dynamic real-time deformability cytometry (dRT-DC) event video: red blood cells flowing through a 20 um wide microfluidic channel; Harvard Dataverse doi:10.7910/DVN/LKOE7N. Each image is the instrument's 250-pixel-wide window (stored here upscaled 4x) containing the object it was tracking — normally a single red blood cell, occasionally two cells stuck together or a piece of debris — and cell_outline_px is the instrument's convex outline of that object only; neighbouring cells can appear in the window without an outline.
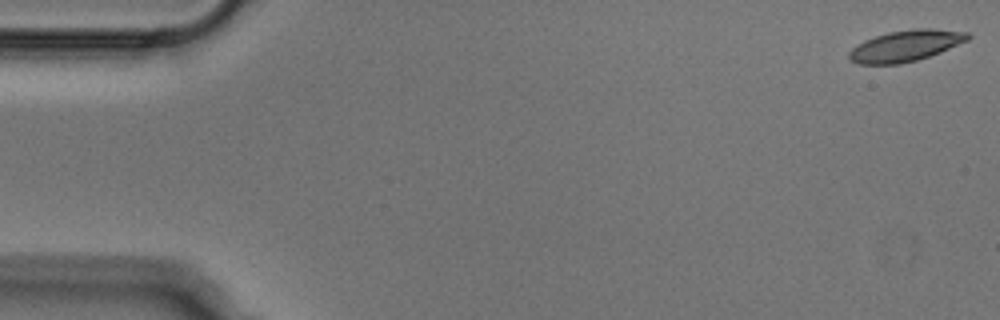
{"species": "Egyptian fruit bat (a non-hibernating species)", "species_latin": "Rousettus aegyptiacus", "temperature_condition": "cold", "stored_images_in_passage": 52, "camera_frame_rate_fps": 3000, "um_per_image_px": 0.085, "animal": {"sex": "male"}, "frame": {"image": 1, "passage_image": 1, "time_ms": 0.0, "image_size_px": [1000, 320], "cell_outline_px": [[972, 36], [968, 40], [940, 52], [916, 60], [900, 64], [860, 64], [848, 60], [848, 52], [852, 48], [864, 40], [888, 32], [912, 28], [932, 28], [968, 32]], "centroid_in_image_um": [76.97, 3.88], "position_along_channel_um": 8.0, "area_um2": 21.62}}
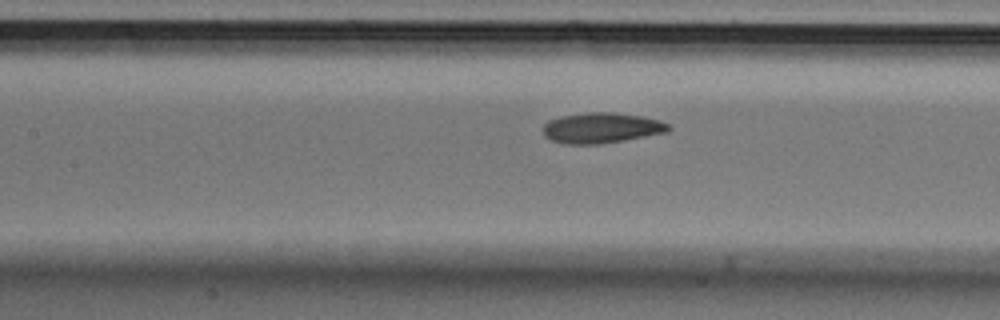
{"frame": {"image": 2, "passage_image": 23, "time_ms": 7.333, "image_size_px": [1000, 320], "cell_outline_px": [[672, 128], [668, 132], [624, 140], [600, 144], [564, 144], [552, 140], [544, 136], [544, 124], [548, 120], [560, 116], [588, 112], [612, 112], [640, 116], [660, 120], [668, 124]], "centroid_in_image_um": [51.12, 10.87], "position_along_channel_um": 156.3, "area_um2": 22.31}}
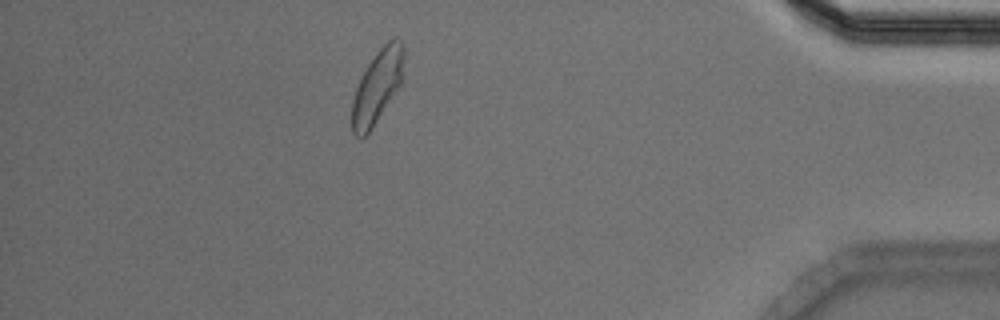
{"frame": {"image": 3, "passage_image": 46, "time_ms": 15.0, "image_size_px": [1000, 320], "cell_outline_px": [[404, 76], [400, 84], [368, 132], [360, 140], [352, 132], [352, 100], [360, 76], [376, 52], [392, 36], [396, 36], [404, 44]], "centroid_in_image_um": [32.08, 7.27], "position_along_channel_um": 403.1, "area_um2": 22.08}}